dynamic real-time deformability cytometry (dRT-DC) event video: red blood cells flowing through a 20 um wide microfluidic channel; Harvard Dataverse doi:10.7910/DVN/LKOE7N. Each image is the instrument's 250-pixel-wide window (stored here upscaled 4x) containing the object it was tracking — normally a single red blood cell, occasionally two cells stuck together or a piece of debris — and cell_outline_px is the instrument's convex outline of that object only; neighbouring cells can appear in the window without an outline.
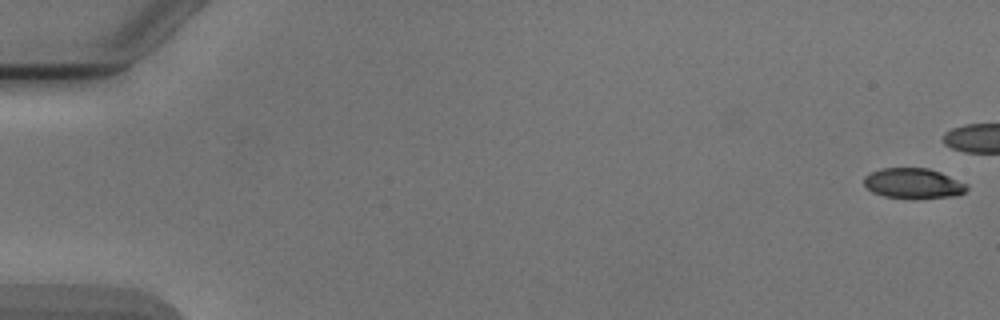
{"species": "Egyptian fruit bat (a non-hibernating species)", "species_latin": "Rousettus aegyptiacus", "temperature_condition": "cold", "stored_images_in_passage": 7, "camera_frame_rate_fps": 3000, "um_per_image_px": 0.085, "animal": {"sex": "male"}, "frame": {"image": 1, "passage_image": 1, "time_ms": 0.0, "image_size_px": [1000, 320], "cell_outline_px": [[968, 188], [964, 192], [956, 196], [884, 196], [872, 192], [864, 184], [864, 176], [880, 168], [928, 168], [940, 172], [968, 184]], "centroid_in_image_um": [77.62, 15.54], "position_along_channel_um": 7.4, "area_um2": 17.46}}